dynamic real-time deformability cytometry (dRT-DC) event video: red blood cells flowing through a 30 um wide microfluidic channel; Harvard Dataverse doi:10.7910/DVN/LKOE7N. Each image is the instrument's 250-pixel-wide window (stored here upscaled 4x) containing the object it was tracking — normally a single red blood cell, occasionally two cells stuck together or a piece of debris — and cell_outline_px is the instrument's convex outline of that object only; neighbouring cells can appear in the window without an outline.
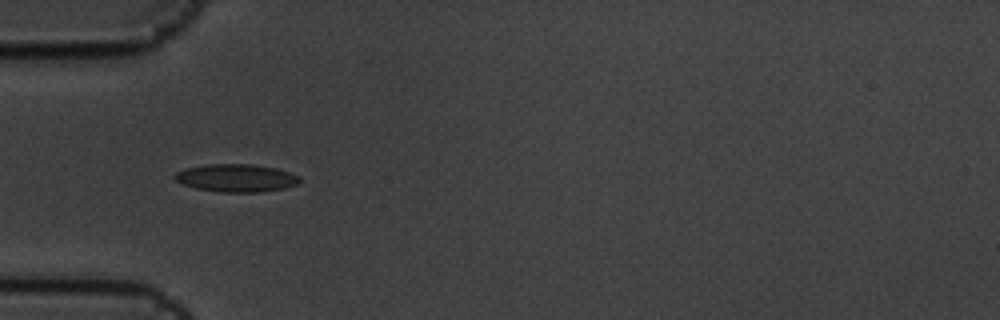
{"species": "common noctule bat (a hibernating species)", "species_latin": "Nyctalus noctula", "temperature_condition": "cold", "stored_images_in_passage": 8, "camera_frame_rate_fps": 3000, "um_per_image_px": 0.085, "animal": {"sex": "male", "body_mass_g": 19.5, "forearm_length_mm": 54.6}, "frame": {"image": 1, "passage_image": 4, "time_ms": 1.0, "image_size_px": [1000, 320], "cell_outline_px": [[300, 180], [296, 184], [284, 188], [260, 192], [220, 192], [196, 188], [184, 184], [176, 180], [172, 176], [176, 172], [184, 168], [204, 164], [252, 164], [276, 168], [300, 176]], "centroid_in_image_um": [20.05, 15.12], "position_along_channel_um": 65.0, "area_um2": 20.23}}
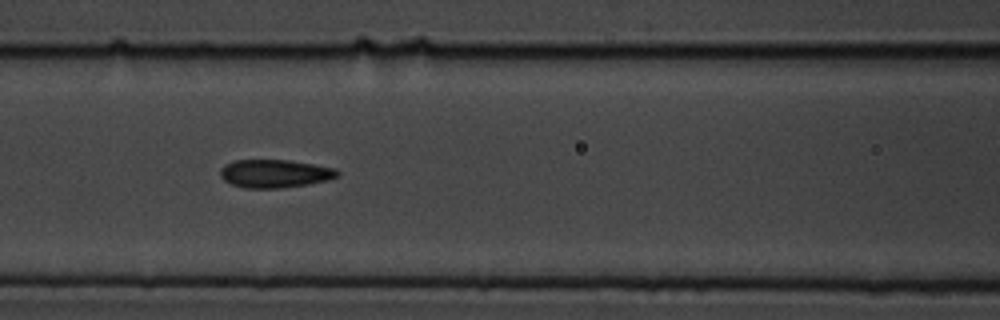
{"frame": {"image": 2, "passage_image": 6, "time_ms": 1.667, "image_size_px": [1000, 320], "cell_outline_px": [[340, 176], [328, 180], [308, 184], [280, 188], [244, 188], [232, 184], [224, 180], [220, 176], [220, 168], [224, 164], [236, 160], [288, 160], [336, 168], [340, 172]], "centroid_in_image_um": [23.36, 14.75], "position_along_channel_um": 143.2, "area_um2": 19.31}}
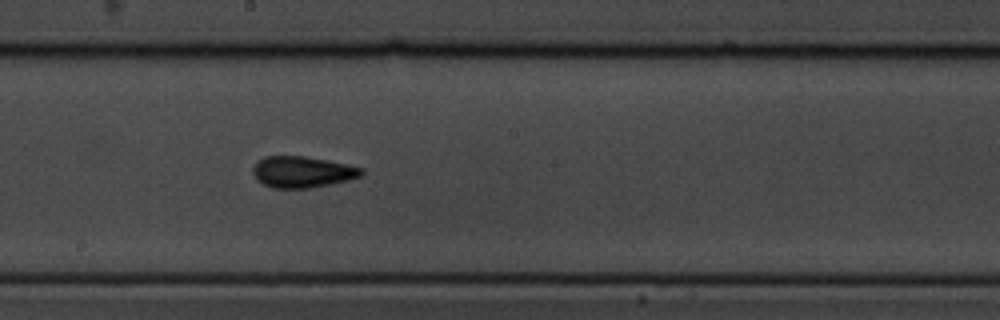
{"frame": {"image": 3, "passage_image": 8, "time_ms": 2.333, "image_size_px": [1000, 320], "cell_outline_px": [[364, 172], [360, 176], [348, 180], [332, 184], [308, 188], [272, 188], [256, 180], [252, 172], [252, 168], [256, 160], [264, 156], [304, 156], [328, 160], [364, 168]], "centroid_in_image_um": [25.66, 14.61], "position_along_channel_um": 222.5, "area_um2": 20.0}}